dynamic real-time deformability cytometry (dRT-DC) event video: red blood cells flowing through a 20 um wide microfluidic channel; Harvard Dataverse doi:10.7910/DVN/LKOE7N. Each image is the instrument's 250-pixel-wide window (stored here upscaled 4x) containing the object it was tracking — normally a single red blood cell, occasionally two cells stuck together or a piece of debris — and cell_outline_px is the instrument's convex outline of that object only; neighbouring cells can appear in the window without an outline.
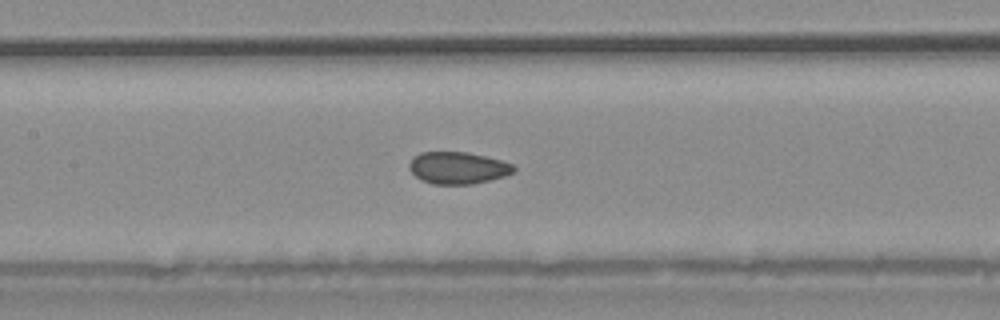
{"species": "common noctule bat (a hibernating species)", "species_latin": "Nyctalus noctula", "temperature_condition": "warm", "stored_images_in_passage": 38, "camera_frame_rate_fps": 3000, "um_per_image_px": 0.085, "animal": {"sex": "male", "body_mass_g": 20.4}, "frame": {"image": 1, "passage_image": 17, "time_ms": 5.333, "image_size_px": [1000, 320], "cell_outline_px": [[516, 172], [504, 176], [472, 184], [432, 184], [416, 176], [408, 168], [408, 164], [420, 152], [468, 152], [500, 160], [512, 164], [516, 168]], "centroid_in_image_um": [38.94, 14.27], "position_along_channel_um": 168.5, "area_um2": 19.31}}